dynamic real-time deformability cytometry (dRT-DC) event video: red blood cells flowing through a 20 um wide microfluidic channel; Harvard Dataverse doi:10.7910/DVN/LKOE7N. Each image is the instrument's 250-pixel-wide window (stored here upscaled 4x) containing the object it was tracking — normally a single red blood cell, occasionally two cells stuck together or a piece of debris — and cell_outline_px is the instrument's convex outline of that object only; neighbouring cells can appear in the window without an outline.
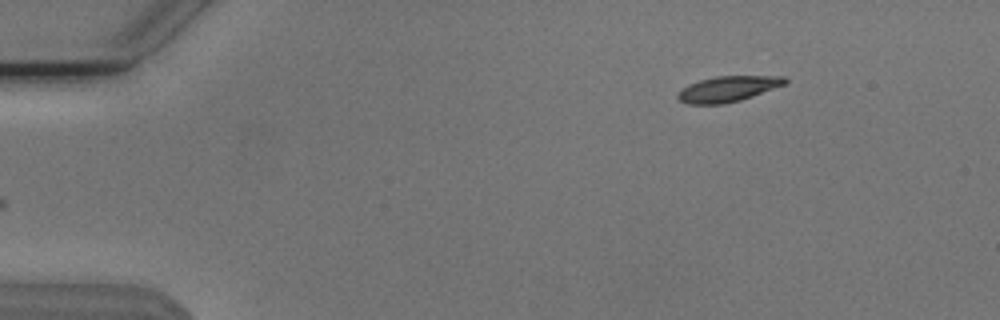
{"species": "Egyptian fruit bat (a non-hibernating species)", "species_latin": "Rousettus aegyptiacus", "temperature_condition": "cold", "stored_images_in_passage": 48, "camera_frame_rate_fps": 3000, "um_per_image_px": 0.085, "animal": {"sex": "male"}, "frame": {"image": 1, "passage_image": 1, "time_ms": 0.0, "image_size_px": [1000, 320], "cell_outline_px": [[788, 80], [784, 84], [752, 96], [740, 100], [724, 104], [688, 104], [680, 100], [676, 96], [688, 84], [700, 80], [716, 76], [784, 76]], "centroid_in_image_um": [61.86, 7.55], "position_along_channel_um": 23.1, "area_um2": 15.72}}
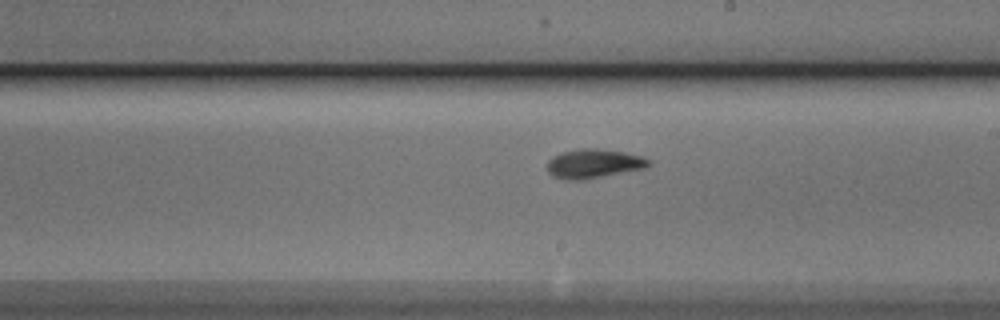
{"frame": {"image": 2, "passage_image": 25, "time_ms": 8.0, "image_size_px": [1000, 320], "cell_outline_px": [[652, 164], [644, 168], [580, 180], [568, 180], [556, 176], [548, 172], [548, 160], [552, 156], [560, 152], [580, 148], [596, 148], [624, 152], [644, 156], [652, 160]], "centroid_in_image_um": [50.49, 13.88], "position_along_channel_um": 238.5, "area_um2": 17.17}}
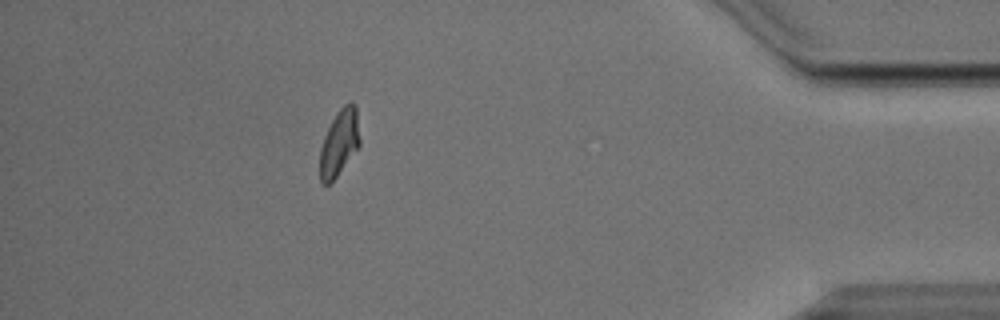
{"frame": {"image": 3, "passage_image": 42, "time_ms": 13.667, "image_size_px": [1000, 320], "cell_outline_px": [[360, 144], [336, 176], [328, 184], [324, 184], [320, 180], [320, 148], [324, 136], [336, 112], [348, 100], [352, 100], [356, 104], [360, 140]], "centroid_in_image_um": [28.85, 12.05], "position_along_channel_um": 406.4, "area_um2": 15.32}, "authors_computed_cell_mechanics": {"area_um2": 16.0395, "velocity_mm_per_s": 3.7862, "shape_relaxation_time_tau1_ms": 3.3496, "shape_relaxation_time_tau2_ms": 2.2612, "deformation_change_tau1": 0.129, "deformation_change_tau2": 0.056}}